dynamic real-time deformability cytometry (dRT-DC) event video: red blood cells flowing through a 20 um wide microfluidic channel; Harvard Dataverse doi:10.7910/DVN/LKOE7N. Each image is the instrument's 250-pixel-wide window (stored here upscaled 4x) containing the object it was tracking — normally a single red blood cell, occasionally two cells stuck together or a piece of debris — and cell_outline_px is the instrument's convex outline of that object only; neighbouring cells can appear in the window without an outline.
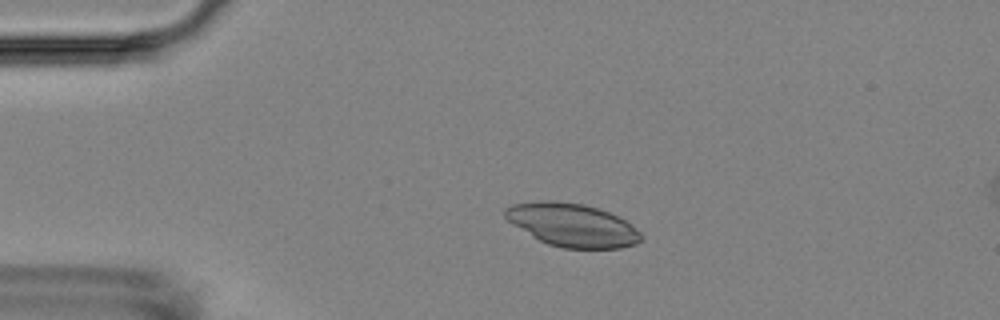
{"species": "Egyptian fruit bat (a non-hibernating species)", "species_latin": "Rousettus aegyptiacus", "temperature_condition": "room temperature", "stored_images_in_passage": 4, "camera_frame_rate_fps": 3000, "um_per_image_px": 0.085, "animal": {"sex": "female"}, "frame": {"image": 1, "passage_image": 2, "time_ms": 1.333, "image_size_px": [1000, 320], "cell_outline_px": [[644, 236], [636, 244], [620, 248], [564, 248], [548, 244], [532, 236], [512, 224], [504, 216], [504, 208], [512, 204], [540, 200], [556, 200], [584, 204], [608, 212], [632, 224]], "centroid_in_image_um": [48.63, 19.11], "position_along_channel_um": 36.4, "area_um2": 34.22}}